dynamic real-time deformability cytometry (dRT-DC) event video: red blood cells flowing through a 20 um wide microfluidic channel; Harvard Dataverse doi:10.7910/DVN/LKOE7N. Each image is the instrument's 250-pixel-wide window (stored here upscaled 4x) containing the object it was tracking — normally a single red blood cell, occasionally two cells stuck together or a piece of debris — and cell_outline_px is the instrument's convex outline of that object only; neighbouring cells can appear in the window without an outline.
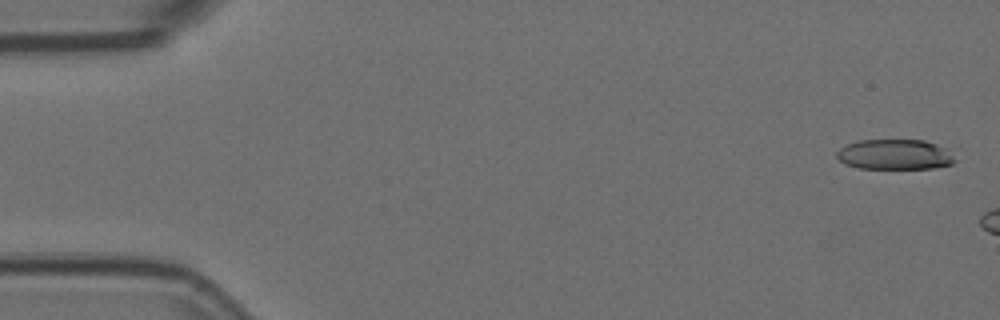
{"species": "Egyptian fruit bat (a non-hibernating species)", "species_latin": "Rousettus aegyptiacus", "temperature_condition": "room temperature", "stored_images_in_passage": 3, "camera_frame_rate_fps": 3000, "um_per_image_px": 0.085, "animal": {"sex": "female"}, "frame": {"image": 1, "passage_image": 1, "time_ms": 0.0, "image_size_px": [1000, 320], "cell_outline_px": [[956, 160], [952, 164], [932, 168], [860, 168], [844, 164], [836, 156], [836, 152], [844, 144], [860, 140], [924, 140], [936, 144], [944, 148]], "centroid_in_image_um": [76.0, 13.12], "position_along_channel_um": 9.0, "area_um2": 20.69}}